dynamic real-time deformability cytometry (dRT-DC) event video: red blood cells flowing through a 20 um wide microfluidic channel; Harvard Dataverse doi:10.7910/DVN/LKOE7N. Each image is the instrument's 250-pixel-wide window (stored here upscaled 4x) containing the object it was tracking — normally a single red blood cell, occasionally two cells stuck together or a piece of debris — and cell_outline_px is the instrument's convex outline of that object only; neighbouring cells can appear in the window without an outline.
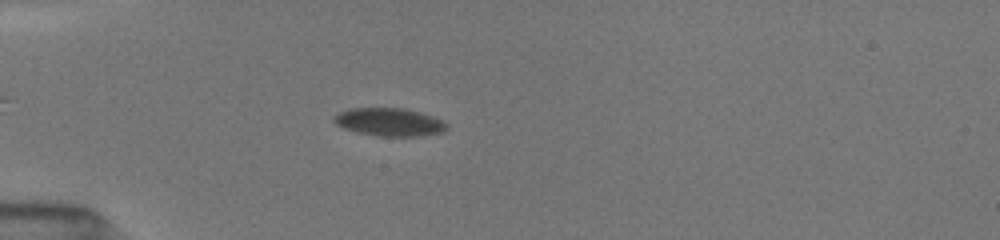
{"species": "common noctule bat (a hibernating species)", "species_latin": "Nyctalus noctula", "temperature_condition": "room temperature", "stored_images_in_passage": 48, "camera_frame_rate_fps": 3000, "um_per_image_px": 0.085, "animal": {"sex": "female", "body_mass_g": 19.5, "forearm_length_mm": 54.1}, "frame": {"image": 1, "passage_image": 10, "time_ms": 3.0, "image_size_px": [1000, 240], "cell_outline_px": [[448, 124], [444, 132], [420, 136], [380, 136], [356, 132], [344, 128], [336, 124], [332, 120], [332, 116], [348, 108], [404, 108], [432, 116]], "centroid_in_image_um": [33.06, 10.37], "position_along_channel_um": 51.9, "area_um2": 18.38}}
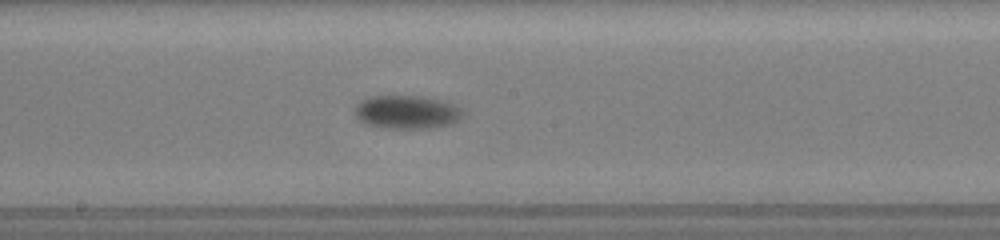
{"frame": {"image": 2, "passage_image": 24, "time_ms": 7.667, "image_size_px": [1000, 240], "cell_outline_px": [[464, 116], [452, 124], [428, 128], [384, 128], [364, 124], [356, 116], [356, 104], [360, 100], [372, 96], [420, 96], [440, 100], [452, 104], [460, 108], [464, 112]], "centroid_in_image_um": [34.58, 9.53], "position_along_channel_um": 213.6, "area_um2": 21.04}}
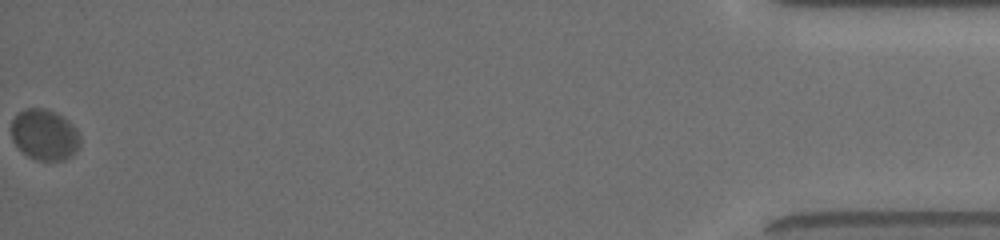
{"frame": {"image": 3, "passage_image": 48, "time_ms": 15.667, "image_size_px": [1000, 240], "cell_outline_px": [[80, 148], [72, 156], [64, 160], [36, 160], [28, 156], [12, 140], [12, 120], [16, 112], [28, 108], [44, 108], [56, 112], [68, 120], [76, 128], [80, 136]], "centroid_in_image_um": [3.81, 11.44], "position_along_channel_um": 431.4, "area_um2": 20.58}, "authors_computed_cell_mechanics": {"area_um2": 20.3456, "velocity_mm_per_s": 3.8551, "shape_relaxation_time_tau1_ms": 1.4547, "shape_relaxation_time_tau2_ms": null, "deformation_change_tau1": 0.0601, "deformation_change_tau2": null}}